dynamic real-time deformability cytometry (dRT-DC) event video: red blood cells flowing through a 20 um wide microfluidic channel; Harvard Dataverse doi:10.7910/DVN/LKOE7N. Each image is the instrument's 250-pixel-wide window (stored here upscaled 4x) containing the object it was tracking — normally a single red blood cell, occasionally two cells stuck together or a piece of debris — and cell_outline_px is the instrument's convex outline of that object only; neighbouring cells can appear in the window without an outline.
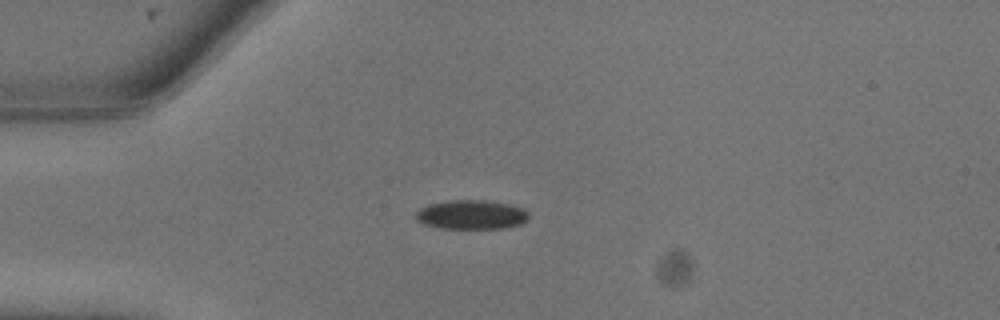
{"species": "common noctule bat (a hibernating species)", "species_latin": "Nyctalus noctula", "temperature_condition": "warm", "stored_images_in_passage": 7, "camera_frame_rate_fps": 3000, "um_per_image_px": 0.085, "animal": {"sex": "male", "body_mass_g": 13.3}, "frame": {"image": 1, "passage_image": 6, "time_ms": 1.667, "image_size_px": [1000, 320], "cell_outline_px": [[528, 220], [520, 224], [504, 228], [436, 228], [424, 224], [416, 220], [416, 212], [420, 208], [428, 204], [448, 200], [484, 200], [512, 204], [524, 208], [528, 212]], "centroid_in_image_um": [40.07, 18.24], "position_along_channel_um": 44.9, "area_um2": 19.42}}